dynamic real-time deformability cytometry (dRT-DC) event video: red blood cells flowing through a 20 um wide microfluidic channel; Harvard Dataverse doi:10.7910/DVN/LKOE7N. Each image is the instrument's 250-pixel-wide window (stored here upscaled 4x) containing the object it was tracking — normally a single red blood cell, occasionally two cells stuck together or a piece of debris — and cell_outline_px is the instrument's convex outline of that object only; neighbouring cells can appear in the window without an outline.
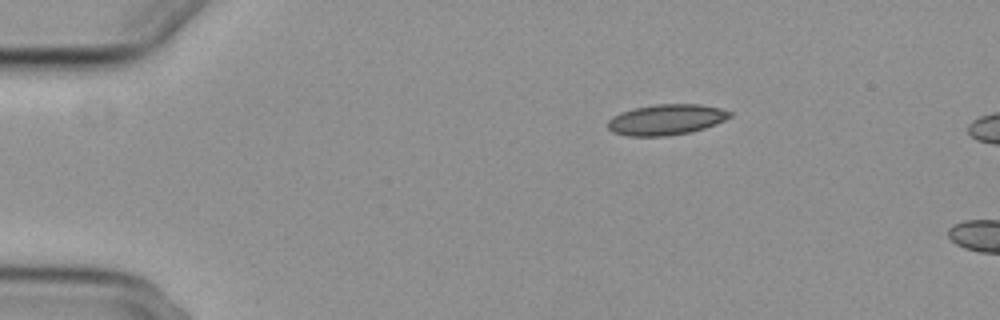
{"species": "common noctule bat (a hibernating species)", "species_latin": "Nyctalus noctula", "temperature_condition": "cold", "stored_images_in_passage": 5, "camera_frame_rate_fps": 3000, "um_per_image_px": 0.085, "animal": {"sex": "female", "body_mass_g": 29.2, "forearm_length_mm": 56.3}, "frame": {"image": 1, "passage_image": 1, "time_ms": 0.0, "image_size_px": [1000, 320], "cell_outline_px": [[732, 116], [716, 124], [704, 128], [688, 132], [668, 136], [628, 136], [612, 132], [608, 128], [608, 120], [612, 116], [620, 112], [636, 108], [656, 104], [700, 104], [720, 108], [732, 112]], "centroid_in_image_um": [56.62, 10.17], "position_along_channel_um": 28.4, "area_um2": 21.79}}